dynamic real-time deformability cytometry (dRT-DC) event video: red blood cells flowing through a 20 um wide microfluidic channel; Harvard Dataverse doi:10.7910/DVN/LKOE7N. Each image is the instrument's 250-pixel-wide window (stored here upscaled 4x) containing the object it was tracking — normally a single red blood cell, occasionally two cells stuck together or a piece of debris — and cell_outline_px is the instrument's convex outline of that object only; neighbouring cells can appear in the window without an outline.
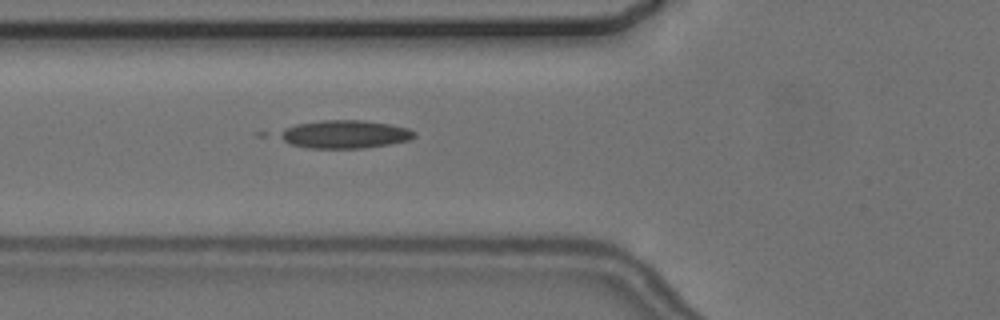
{"species": "common noctule bat (a hibernating species)", "species_latin": "Nyctalus noctula", "temperature_condition": "cold", "stored_images_in_passage": 4, "camera_frame_rate_fps": 3000, "um_per_image_px": 0.085, "animal": {"sex": "female", "body_mass_g": 24.6, "forearm_length_mm": 56.2}, "frame": {"image": 1, "passage_image": 4, "time_ms": 3.333, "image_size_px": [1000, 320], "cell_outline_px": [[416, 136], [408, 140], [388, 144], [364, 148], [304, 148], [292, 144], [276, 136], [276, 132], [284, 128], [296, 124], [320, 120], [364, 120], [388, 124], [408, 128], [416, 132]], "centroid_in_image_um": [29.25, 11.41], "position_along_channel_um": 96.6, "area_um2": 22.2}}